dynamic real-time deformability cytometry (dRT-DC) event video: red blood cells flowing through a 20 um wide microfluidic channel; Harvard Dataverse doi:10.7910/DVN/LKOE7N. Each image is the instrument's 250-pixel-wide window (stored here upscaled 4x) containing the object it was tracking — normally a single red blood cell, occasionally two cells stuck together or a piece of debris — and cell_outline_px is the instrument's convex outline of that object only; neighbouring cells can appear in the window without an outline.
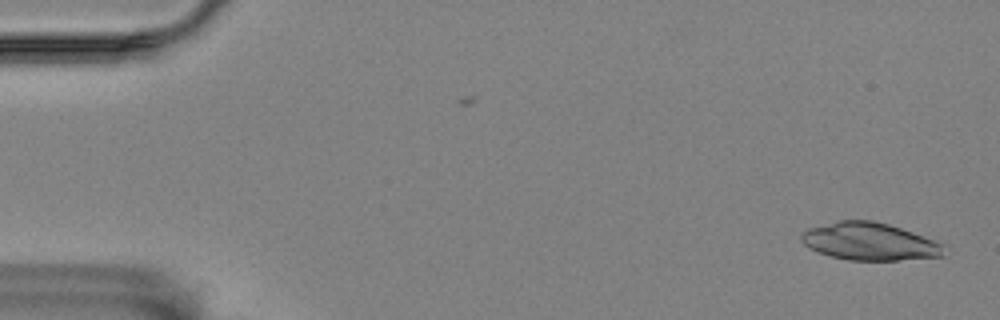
{"species": "Egyptian fruit bat (a non-hibernating species)", "species_latin": "Rousettus aegyptiacus", "temperature_condition": "room temperature", "stored_images_in_passage": 55, "camera_frame_rate_fps": 3000, "um_per_image_px": 0.085, "animal": {"sex": "female"}, "frame": {"image": 1, "passage_image": 1, "time_ms": 0.0, "image_size_px": [1000, 320], "cell_outline_px": [[944, 256], [896, 260], [848, 260], [832, 256], [808, 248], [800, 240], [800, 236], [808, 228], [840, 220], [872, 220], [888, 224], [912, 232], [944, 244]], "centroid_in_image_um": [73.9, 20.53], "position_along_channel_um": 11.1, "area_um2": 30.98}}